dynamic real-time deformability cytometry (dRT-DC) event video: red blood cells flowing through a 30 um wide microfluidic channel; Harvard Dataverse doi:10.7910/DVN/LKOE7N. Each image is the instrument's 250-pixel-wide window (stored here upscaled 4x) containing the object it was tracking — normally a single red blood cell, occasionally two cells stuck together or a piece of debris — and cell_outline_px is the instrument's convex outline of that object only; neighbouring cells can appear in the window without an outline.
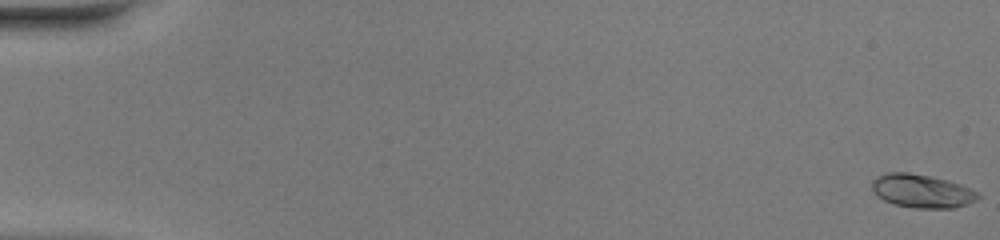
{"species": "common noctule bat (a hibernating species)", "species_latin": "Nyctalus noctula", "temperature_condition": "warm", "stored_images_in_passage": 51, "camera_frame_rate_fps": 3000, "um_per_image_px": 0.085, "animal": {"sex": "female", "body_mass_g": 20.0, "forearm_length_mm": 54.0}, "frame": {"image": 1, "passage_image": 1, "time_ms": 0.0, "image_size_px": [1000, 240], "cell_outline_px": [[980, 196], [976, 200], [968, 204], [956, 208], [912, 208], [892, 204], [884, 200], [872, 188], [872, 180], [876, 176], [888, 172], [908, 172], [932, 176], [948, 180], [960, 184], [976, 192]], "centroid_in_image_um": [78.35, 16.24], "position_along_channel_um": 6.6, "area_um2": 20.69}}
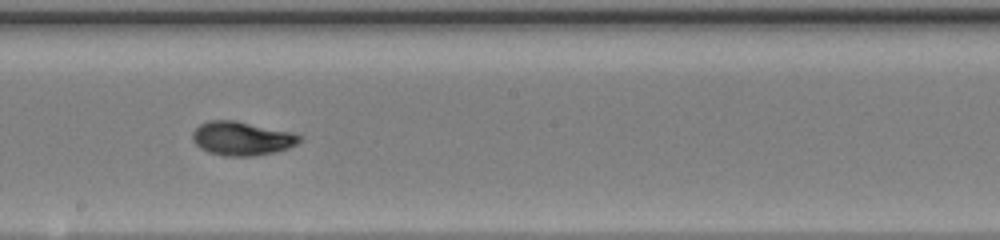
{"frame": {"image": 2, "passage_image": 30, "time_ms": 9.667, "image_size_px": [1000, 240], "cell_outline_px": [[304, 140], [288, 148], [272, 152], [252, 156], [224, 156], [208, 152], [200, 148], [192, 140], [192, 132], [200, 124], [208, 120], [236, 120], [292, 132], [304, 136]], "centroid_in_image_um": [20.57, 11.76], "position_along_channel_um": 227.6, "area_um2": 21.27}}
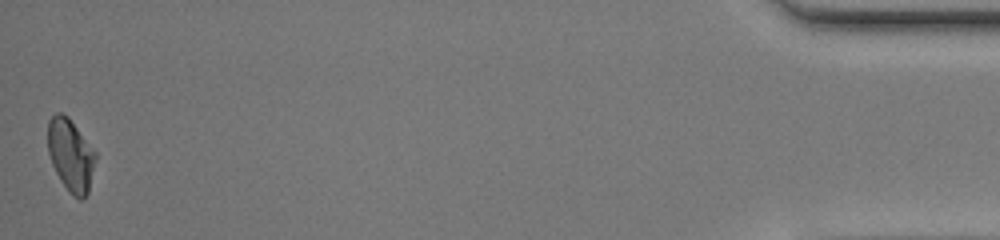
{"frame": {"image": 3, "passage_image": 51, "time_ms": 16.667, "image_size_px": [1000, 240], "cell_outline_px": [[96, 160], [88, 192], [80, 200], [72, 196], [68, 192], [60, 180], [52, 164], [48, 152], [48, 120], [56, 112], [60, 112], [68, 116], [96, 152]], "centroid_in_image_um": [6.0, 13.18], "position_along_channel_um": 429.2, "area_um2": 20.17}, "authors_computed_cell_mechanics": {"area_um2": 20.23, "velocity_mm_per_s": 4.1391, "shape_relaxation_time_tau1_ms": 4.8175, "shape_relaxation_time_tau2_ms": 1.0227, "deformation_change_tau1": 0.1985, "deformation_change_tau2": 0.0363}}